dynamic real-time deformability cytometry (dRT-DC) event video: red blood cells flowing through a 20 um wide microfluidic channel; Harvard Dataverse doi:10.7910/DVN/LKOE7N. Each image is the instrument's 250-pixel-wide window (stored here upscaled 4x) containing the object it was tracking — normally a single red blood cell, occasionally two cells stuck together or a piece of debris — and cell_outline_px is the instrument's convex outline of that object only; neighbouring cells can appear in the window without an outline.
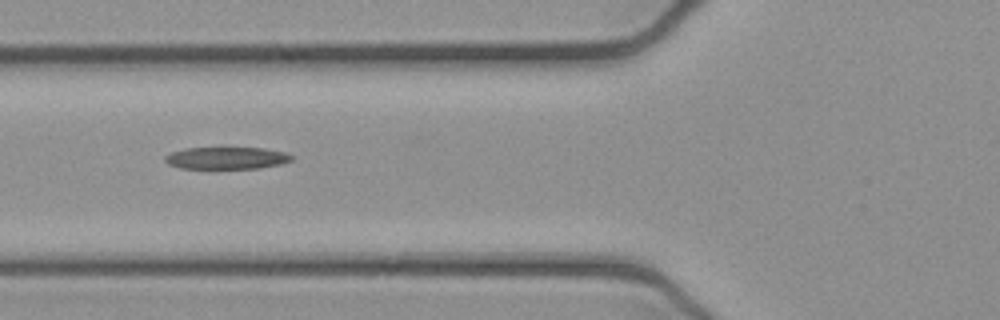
{"species": "common noctule bat (a hibernating species)", "species_latin": "Nyctalus noctula", "temperature_condition": "cold", "stored_images_in_passage": 35, "camera_frame_rate_fps": 3000, "um_per_image_px": 0.085, "animal": {"sex": "female", "body_mass_g": 21.9}, "frame": {"image": 1, "passage_image": 5, "time_ms": 1.333, "image_size_px": [1000, 320], "cell_outline_px": [[292, 160], [280, 164], [260, 168], [180, 168], [168, 164], [164, 160], [164, 156], [172, 152], [184, 148], [224, 144], [264, 148], [284, 152], [292, 156]], "centroid_in_image_um": [19.22, 13.37], "position_along_channel_um": 106.6, "area_um2": 17.34}}
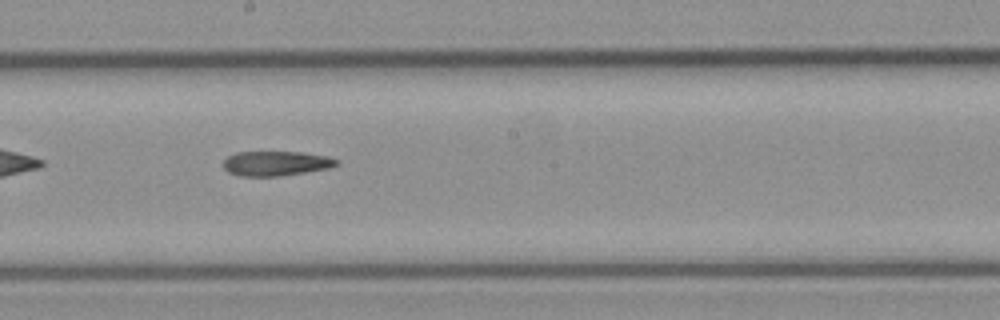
{"frame": {"image": 2, "passage_image": 14, "time_ms": 4.333, "image_size_px": [1000, 320], "cell_outline_px": [[340, 164], [328, 168], [280, 176], [240, 176], [228, 172], [224, 168], [224, 160], [228, 156], [236, 152], [300, 152], [324, 156], [340, 160]], "centroid_in_image_um": [23.44, 13.89], "position_along_channel_um": 224.8, "area_um2": 16.18}}
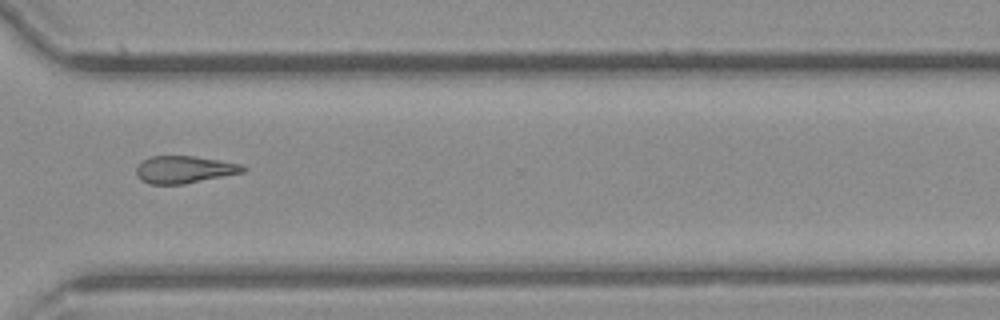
{"frame": {"image": 3, "passage_image": 24, "time_ms": 7.667, "image_size_px": [1000, 320], "cell_outline_px": [[248, 168], [244, 172], [184, 184], [148, 184], [140, 180], [136, 176], [136, 168], [148, 156], [192, 156], [240, 164]], "centroid_in_image_um": [15.63, 14.42], "position_along_channel_um": 355.0, "area_um2": 16.88}}